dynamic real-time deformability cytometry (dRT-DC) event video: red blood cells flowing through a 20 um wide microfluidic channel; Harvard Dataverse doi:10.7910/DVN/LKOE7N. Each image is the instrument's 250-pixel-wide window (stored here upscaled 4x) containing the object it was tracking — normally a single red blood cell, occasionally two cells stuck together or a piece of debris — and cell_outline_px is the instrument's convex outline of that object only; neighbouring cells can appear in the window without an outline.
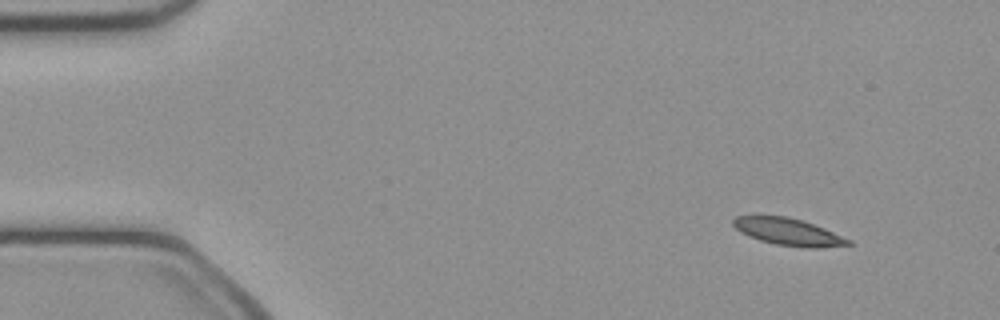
{"species": "common noctule bat (a hibernating species)", "species_latin": "Nyctalus noctula", "temperature_condition": "cold", "stored_images_in_passage": 49, "camera_frame_rate_fps": 3000, "um_per_image_px": 0.085, "animal": {"sex": "female", "body_mass_g": 21.9}, "frame": {"image": 1, "passage_image": 4, "time_ms": 1.0, "image_size_px": [1000, 320], "cell_outline_px": [[852, 244], [820, 248], [804, 248], [776, 244], [760, 240], [748, 236], [740, 232], [732, 224], [732, 220], [736, 216], [788, 216], [824, 228], [852, 240]], "centroid_in_image_um": [67.01, 19.71], "position_along_channel_um": 18.0, "area_um2": 18.09}}
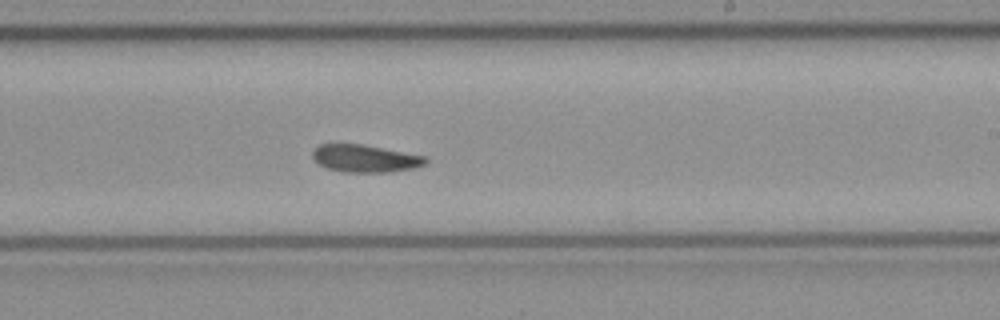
{"frame": {"image": 2, "passage_image": 29, "time_ms": 9.333, "image_size_px": [1000, 320], "cell_outline_px": [[428, 160], [424, 164], [412, 168], [388, 172], [344, 172], [324, 168], [312, 156], [312, 152], [320, 144], [364, 144], [424, 156]], "centroid_in_image_um": [31.0, 13.47], "position_along_channel_um": 258.0, "area_um2": 17.92}}
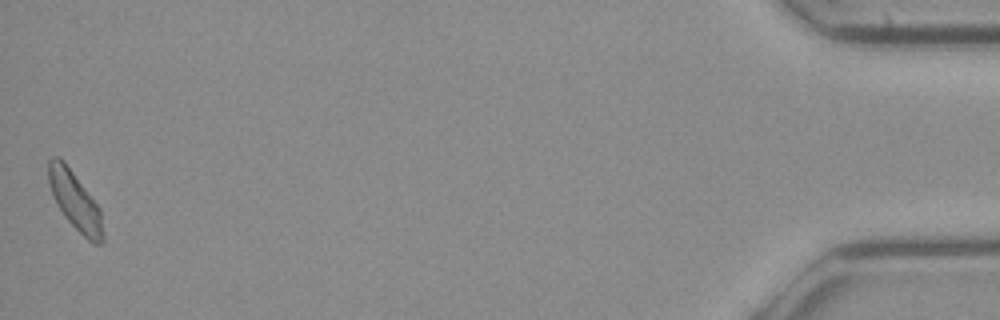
{"frame": {"image": 3, "passage_image": 49, "time_ms": 16.0, "image_size_px": [1000, 320], "cell_outline_px": [[104, 244], [92, 244], [64, 216], [56, 204], [52, 196], [48, 180], [48, 160], [52, 156], [60, 156], [64, 160], [100, 208], [104, 236]], "centroid_in_image_um": [6.37, 17.06], "position_along_channel_um": 428.8, "area_um2": 18.61}, "authors_computed_cell_mechanics": {"area_um2": 18.6116, "velocity_mm_per_s": 4.0522, "shape_relaxation_time_tau1_ms": 5.3711, "shape_relaxation_time_tau2_ms": 2.7485, "deformation_change_tau1": 0.1192, "deformation_change_tau2": 0.0785}}